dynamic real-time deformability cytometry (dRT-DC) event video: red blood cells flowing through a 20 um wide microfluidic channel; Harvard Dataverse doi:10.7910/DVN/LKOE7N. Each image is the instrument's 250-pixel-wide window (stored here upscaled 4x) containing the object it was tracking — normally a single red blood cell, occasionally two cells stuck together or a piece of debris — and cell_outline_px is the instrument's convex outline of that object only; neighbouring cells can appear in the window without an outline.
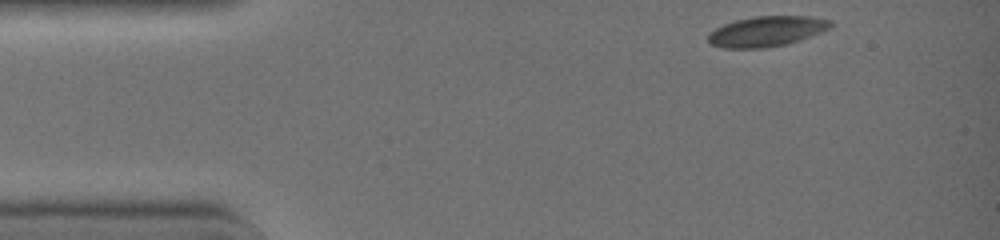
{"species": "common noctule bat (a hibernating species)", "species_latin": "Nyctalus noctula", "temperature_condition": "warm", "stored_images_in_passage": 35, "camera_frame_rate_fps": 3000, "um_per_image_px": 0.085, "animal": {"sex": "female", "body_mass_g": 19.0, "forearm_length_mm": 51.5}, "frame": {"image": 1, "passage_image": 1, "time_ms": 0.0, "image_size_px": [1000, 240], "cell_outline_px": [[832, 28], [800, 40], [788, 44], [764, 48], [724, 48], [712, 44], [708, 40], [708, 32], [724, 24], [736, 20], [752, 16], [812, 16], [832, 20]], "centroid_in_image_um": [65.2, 2.66], "position_along_channel_um": 19.8, "area_um2": 21.79}}
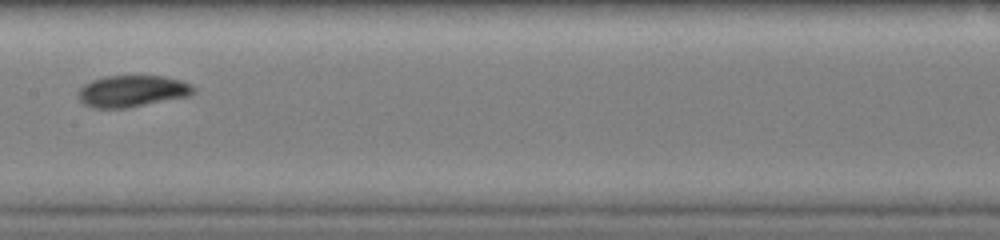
{"frame": {"image": 2, "passage_image": 18, "time_ms": 5.667, "image_size_px": [1000, 240], "cell_outline_px": [[196, 92], [188, 96], [124, 108], [96, 108], [84, 104], [80, 100], [80, 88], [84, 84], [92, 80], [104, 76], [164, 76], [180, 80], [192, 84], [196, 88]], "centroid_in_image_um": [11.27, 7.73], "position_along_channel_um": 196.1, "area_um2": 21.04}}
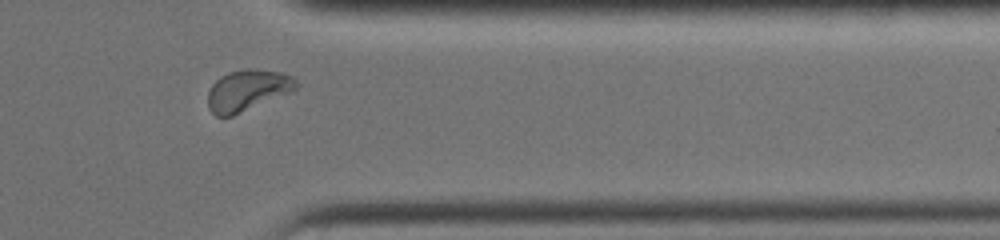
{"frame": {"image": 3, "passage_image": 31, "time_ms": 10.0, "image_size_px": [1000, 240], "cell_outline_px": [[296, 92], [232, 116], [216, 116], [208, 108], [208, 92], [212, 84], [220, 76], [228, 72], [248, 68], [256, 68], [280, 72], [292, 76], [296, 80]], "centroid_in_image_um": [21.07, 7.68], "position_along_channel_um": 390.3, "area_um2": 21.68}, "authors_computed_cell_mechanics": {"area_um2": 21.0392, "velocity_mm_per_s": 4.4817, "shape_relaxation_time_tau1_ms": 3.8343, "shape_relaxation_time_tau2_ms": 2.1754, "deformation_change_tau1": 0.1475, "deformation_change_tau2": 0.0416}}